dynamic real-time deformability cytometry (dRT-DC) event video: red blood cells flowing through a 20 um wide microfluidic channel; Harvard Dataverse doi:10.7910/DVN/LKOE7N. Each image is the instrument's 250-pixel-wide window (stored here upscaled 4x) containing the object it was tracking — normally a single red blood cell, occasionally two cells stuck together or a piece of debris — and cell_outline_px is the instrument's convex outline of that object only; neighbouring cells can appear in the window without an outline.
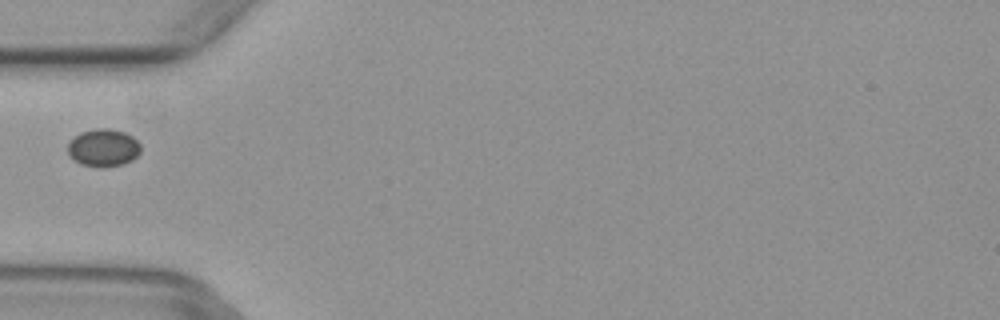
{"species": "common noctule bat (a hibernating species)", "species_latin": "Nyctalus noctula", "temperature_condition": "warm", "stored_images_in_passage": 6, "camera_frame_rate_fps": 3000, "um_per_image_px": 0.085, "animal": {"sex": "female", "body_mass_g": 29.2, "forearm_length_mm": 56.3}, "frame": {"image": 1, "passage_image": 5, "time_ms": 1.333, "image_size_px": [1000, 320], "cell_outline_px": [[140, 152], [132, 160], [124, 164], [104, 168], [100, 168], [80, 164], [72, 160], [68, 152], [68, 144], [80, 132], [96, 128], [108, 128], [124, 132], [132, 136], [140, 144]], "centroid_in_image_um": [8.78, 12.58], "position_along_channel_um": 76.2, "area_um2": 16.13}}
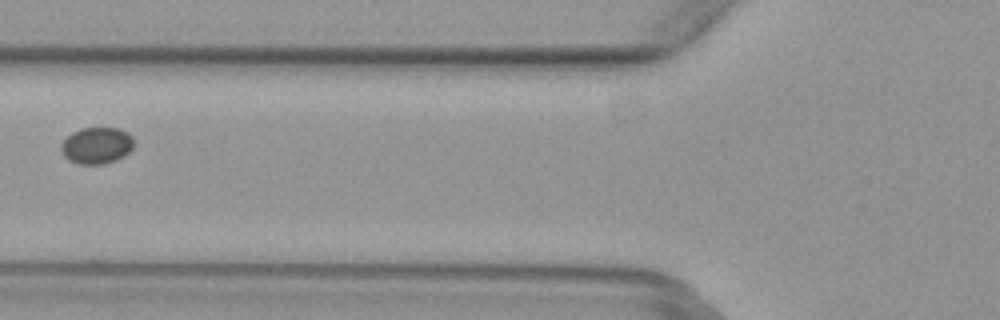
{"frame": {"image": 2, "passage_image": 6, "time_ms": 1.667, "image_size_px": [1000, 320], "cell_outline_px": [[132, 148], [124, 156], [116, 160], [104, 164], [80, 164], [68, 160], [64, 156], [60, 148], [60, 144], [72, 132], [84, 128], [120, 128], [128, 132], [132, 136]], "centroid_in_image_um": [8.21, 12.37], "position_along_channel_um": 117.6, "area_um2": 15.49}}